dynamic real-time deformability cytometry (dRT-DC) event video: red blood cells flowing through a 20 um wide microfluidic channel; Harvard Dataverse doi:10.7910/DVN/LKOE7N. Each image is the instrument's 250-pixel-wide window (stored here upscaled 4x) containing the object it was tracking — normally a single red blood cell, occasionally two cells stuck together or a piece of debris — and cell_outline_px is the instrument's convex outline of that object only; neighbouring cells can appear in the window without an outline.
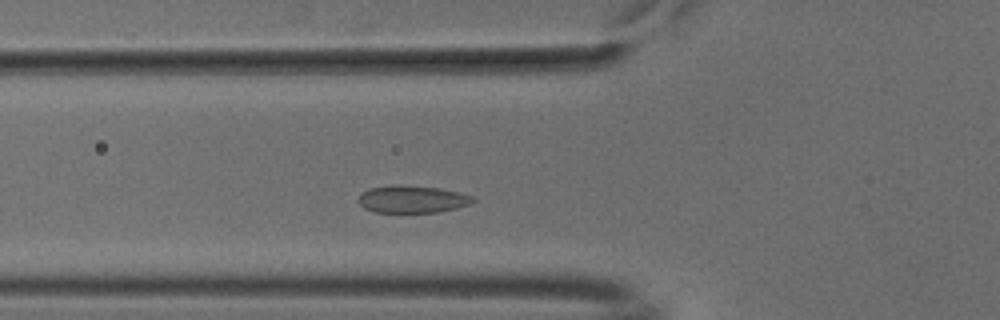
{"species": "common noctule bat (a hibernating species)", "species_latin": "Nyctalus noctula", "temperature_condition": "cold", "stored_images_in_passage": 42, "camera_frame_rate_fps": 3000, "um_per_image_px": 0.085, "animal": {"sex": "male", "body_mass_g": 18.8}, "frame": {"image": 1, "passage_image": 8, "time_ms": 2.333, "image_size_px": [1000, 320], "cell_outline_px": [[476, 200], [468, 204], [456, 208], [440, 212], [372, 212], [364, 208], [356, 200], [360, 192], [368, 188], [392, 184], [404, 184], [440, 188], [460, 192], [472, 196]], "centroid_in_image_um": [34.98, 16.91], "position_along_channel_um": 90.8, "area_um2": 18.67}}
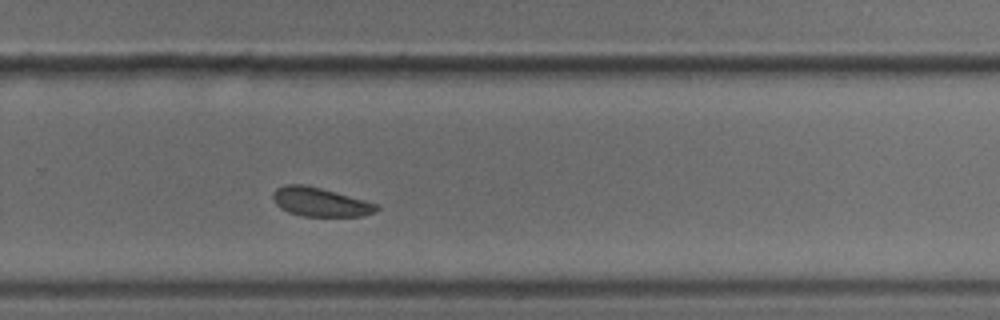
{"frame": {"image": 2, "passage_image": 25, "time_ms": 8.0, "image_size_px": [1000, 320], "cell_outline_px": [[380, 208], [376, 212], [364, 216], [300, 216], [288, 212], [280, 208], [276, 204], [272, 196], [272, 192], [276, 188], [284, 184], [304, 184], [320, 188], [364, 200], [376, 204]], "centroid_in_image_um": [27.18, 17.17], "position_along_channel_um": 302.6, "area_um2": 17.46}}
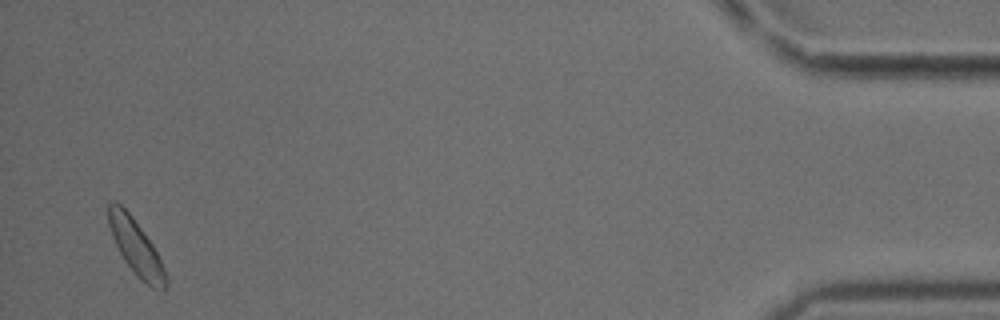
{"frame": {"image": 3, "passage_image": 41, "time_ms": 13.333, "image_size_px": [1000, 320], "cell_outline_px": [[168, 284], [164, 288], [152, 288], [144, 284], [136, 276], [124, 260], [112, 236], [108, 224], [108, 204], [112, 200], [116, 200], [132, 216], [152, 244], [168, 276]], "centroid_in_image_um": [11.55, 21.02], "position_along_channel_um": 423.7, "area_um2": 18.38}, "authors_computed_cell_mechanics": {"area_um2": 17.9758, "velocity_mm_per_s": 3.7366, "shape_relaxation_time_tau1_ms": 1.4227, "shape_relaxation_time_tau2_ms": 7.7687, "deformation_change_tau1": 0.0566, "deformation_change_tau2": 0.1249}}